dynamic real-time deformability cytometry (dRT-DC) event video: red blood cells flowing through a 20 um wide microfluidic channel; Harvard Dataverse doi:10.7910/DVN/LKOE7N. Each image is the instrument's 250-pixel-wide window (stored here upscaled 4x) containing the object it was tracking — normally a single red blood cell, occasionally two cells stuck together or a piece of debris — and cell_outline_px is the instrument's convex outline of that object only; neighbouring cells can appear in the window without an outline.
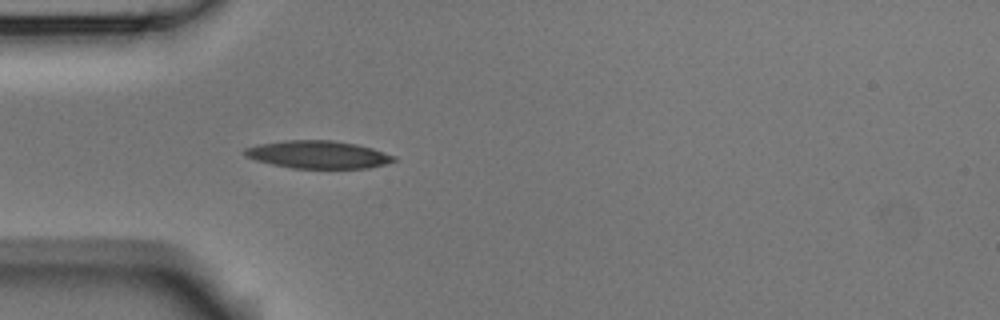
{"species": "Egyptian fruit bat (a non-hibernating species)", "species_latin": "Rousettus aegyptiacus", "temperature_condition": "room temperature", "stored_images_in_passage": 5, "camera_frame_rate_fps": 3000, "um_per_image_px": 0.085, "animal": {"sex": "male"}, "frame": {"image": 1, "passage_image": 5, "time_ms": 1.333, "image_size_px": [1000, 320], "cell_outline_px": [[396, 160], [384, 164], [368, 168], [292, 168], [272, 164], [256, 160], [244, 156], [244, 148], [260, 144], [284, 140], [332, 140], [356, 144], [372, 148], [396, 156]], "centroid_in_image_um": [27.03, 13.13], "position_along_channel_um": 58.0, "area_um2": 23.99}}